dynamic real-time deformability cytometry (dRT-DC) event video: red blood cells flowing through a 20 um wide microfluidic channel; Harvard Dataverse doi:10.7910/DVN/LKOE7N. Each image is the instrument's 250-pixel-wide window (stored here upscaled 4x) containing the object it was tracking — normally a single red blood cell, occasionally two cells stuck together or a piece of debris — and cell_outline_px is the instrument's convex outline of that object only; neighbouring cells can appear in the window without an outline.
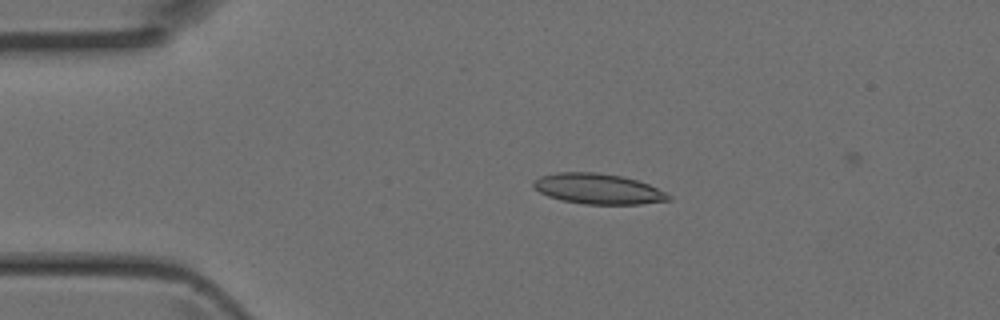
{"species": "Egyptian fruit bat (a non-hibernating species)", "species_latin": "Rousettus aegyptiacus", "temperature_condition": "room temperature", "stored_images_in_passage": 4, "camera_frame_rate_fps": 3000, "um_per_image_px": 0.085, "animal": {"sex": "female"}, "frame": {"image": 1, "passage_image": 3, "time_ms": 0.667, "image_size_px": [1000, 320], "cell_outline_px": [[672, 200], [640, 204], [584, 204], [564, 200], [548, 196], [540, 192], [532, 184], [532, 180], [540, 176], [556, 172], [596, 172], [620, 176], [636, 180], [648, 184], [672, 196]], "centroid_in_image_um": [50.82, 16.05], "position_along_channel_um": 34.2, "area_um2": 23.81}}